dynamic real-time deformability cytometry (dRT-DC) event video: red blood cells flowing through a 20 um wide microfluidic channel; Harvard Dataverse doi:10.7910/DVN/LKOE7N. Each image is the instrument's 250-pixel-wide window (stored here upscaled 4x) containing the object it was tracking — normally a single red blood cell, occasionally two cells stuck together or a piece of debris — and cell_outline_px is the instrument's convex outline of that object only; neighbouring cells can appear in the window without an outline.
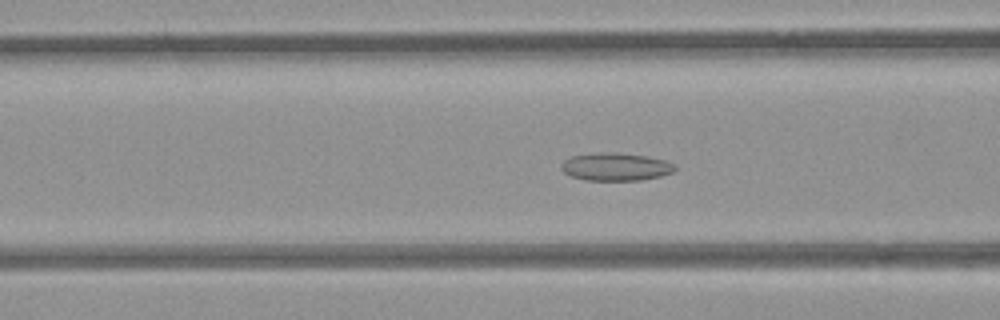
{"species": "common noctule bat (a hibernating species)", "species_latin": "Nyctalus noctula", "temperature_condition": "room temperature", "stored_images_in_passage": 54, "camera_frame_rate_fps": 3000, "um_per_image_px": 0.085, "animal": {"sex": "female", "body_mass_g": 21.9}, "frame": {"image": 1, "passage_image": 21, "time_ms": 6.667, "image_size_px": [1000, 320], "cell_outline_px": [[676, 168], [672, 172], [660, 176], [640, 180], [584, 180], [572, 176], [564, 172], [560, 168], [560, 164], [564, 160], [572, 156], [604, 152], [616, 152], [648, 156], [664, 160], [676, 164]], "centroid_in_image_um": [52.34, 14.17], "position_along_channel_um": 114.3, "area_um2": 18.44}}
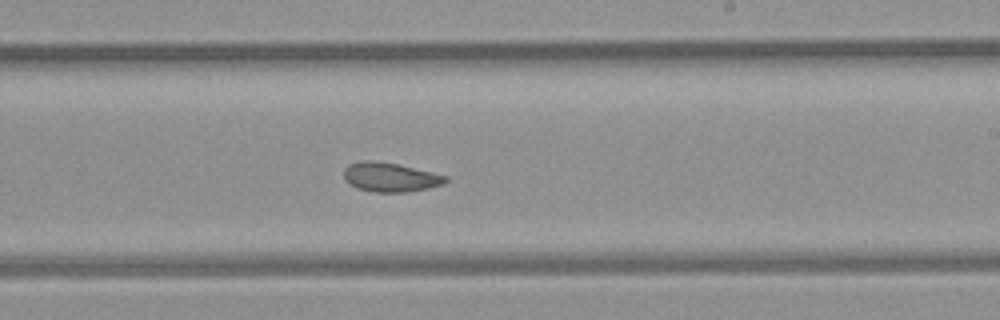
{"frame": {"image": 2, "passage_image": 32, "time_ms": 10.333, "image_size_px": [1000, 320], "cell_outline_px": [[448, 180], [444, 184], [428, 188], [408, 192], [372, 192], [356, 188], [344, 180], [344, 168], [348, 164], [364, 160], [368, 160], [396, 164], [432, 172], [448, 176]], "centroid_in_image_um": [33.16, 15.07], "position_along_channel_um": 255.8, "area_um2": 17.34}}
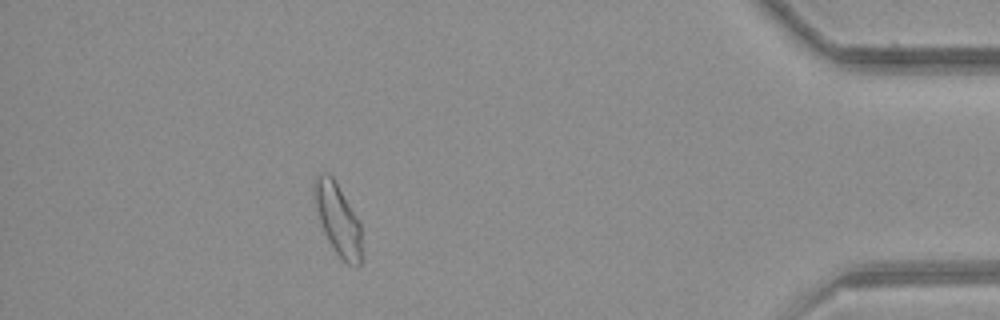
{"frame": {"image": 3, "passage_image": 48, "time_ms": 15.667, "image_size_px": [1000, 320], "cell_outline_px": [[360, 264], [356, 268], [348, 264], [336, 252], [328, 240], [324, 232], [316, 208], [312, 188], [316, 176], [320, 172], [328, 172], [332, 176], [360, 224]], "centroid_in_image_um": [28.68, 18.61], "position_along_channel_um": 406.5, "area_um2": 19.19}, "authors_computed_cell_mechanics": {"area_um2": 19.2474, "velocity_mm_per_s": 3.8583, "shape_relaxation_time_tau1_ms": null, "shape_relaxation_time_tau2_ms": 2.8965, "deformation_change_tau1": null, "deformation_change_tau2": 0.0753}}